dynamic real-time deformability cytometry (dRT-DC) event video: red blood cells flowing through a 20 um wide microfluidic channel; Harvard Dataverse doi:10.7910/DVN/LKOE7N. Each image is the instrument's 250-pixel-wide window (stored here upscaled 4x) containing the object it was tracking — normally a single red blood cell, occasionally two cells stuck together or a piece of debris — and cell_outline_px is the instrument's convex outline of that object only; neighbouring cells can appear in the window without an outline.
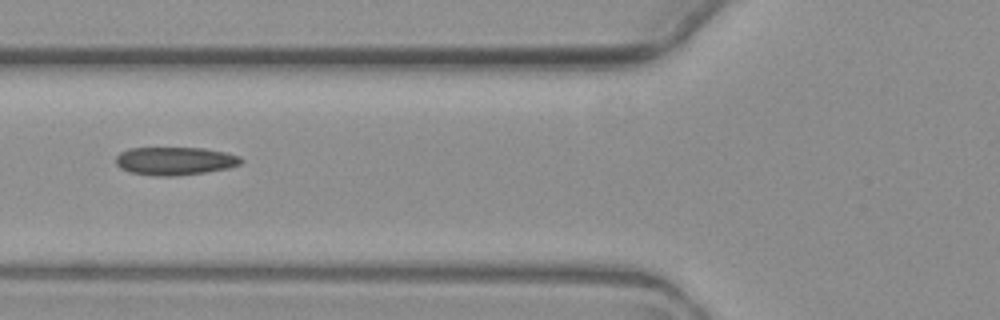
{"species": "common noctule bat (a hibernating species)", "species_latin": "Nyctalus noctula", "temperature_condition": "warm", "stored_images_in_passage": 2, "camera_frame_rate_fps": 3000, "um_per_image_px": 0.085, "animal": {"sex": "female", "body_mass_g": 19.3, "forearm_length_mm": 54.1}, "frame": {"image": 1, "passage_image": 2, "time_ms": 1.333, "image_size_px": [1000, 320], "cell_outline_px": [[244, 160], [240, 164], [228, 168], [204, 172], [176, 176], [156, 176], [132, 172], [120, 168], [116, 164], [116, 156], [120, 152], [128, 148], [204, 148], [224, 152], [240, 156]], "centroid_in_image_um": [14.86, 13.68], "position_along_channel_um": 110.9, "area_um2": 20.46}}